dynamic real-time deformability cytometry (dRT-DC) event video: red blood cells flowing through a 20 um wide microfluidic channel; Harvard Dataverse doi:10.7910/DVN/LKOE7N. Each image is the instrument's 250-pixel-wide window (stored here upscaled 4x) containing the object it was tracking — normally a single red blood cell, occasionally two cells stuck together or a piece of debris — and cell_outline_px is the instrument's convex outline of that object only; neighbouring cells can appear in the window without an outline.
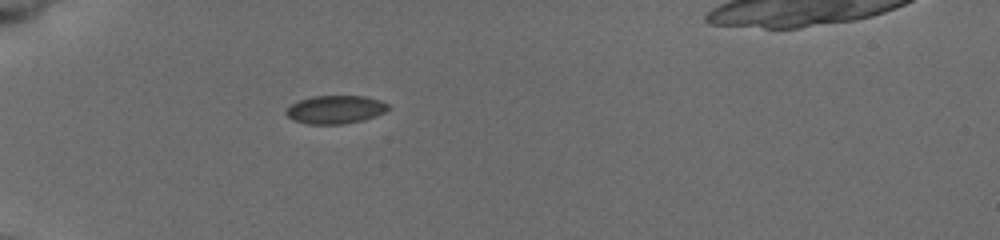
{"species": "common noctule bat (a hibernating species)", "species_latin": "Nyctalus noctula", "temperature_condition": "cold", "stored_images_in_passage": 5, "camera_frame_rate_fps": 3000, "um_per_image_px": 0.085, "animal": {"sex": "female", "body_mass_g": 19.5, "forearm_length_mm": 54.1}, "frame": {"image": 1, "passage_image": 1, "time_ms": 0.0, "image_size_px": [1000, 240], "cell_outline_px": [[388, 108], [384, 112], [364, 120], [344, 124], [308, 124], [292, 120], [284, 112], [292, 104], [300, 100], [312, 96], [364, 96], [380, 100], [388, 104]], "centroid_in_image_um": [28.49, 9.31], "position_along_channel_um": 56.5, "area_um2": 16.7}}
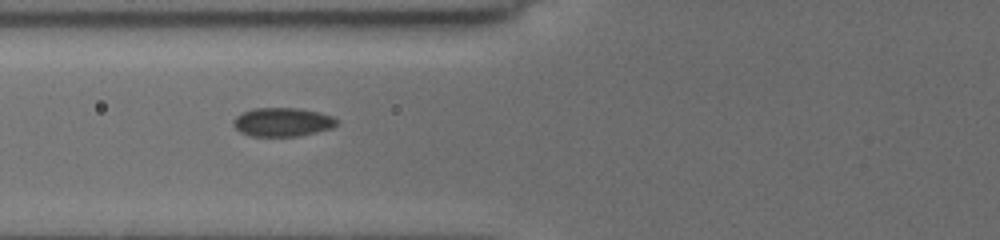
{"frame": {"image": 2, "passage_image": 3, "time_ms": 1.667, "image_size_px": [1000, 240], "cell_outline_px": [[336, 124], [332, 128], [300, 136], [248, 136], [240, 132], [232, 124], [232, 120], [236, 116], [252, 108], [300, 108], [320, 112], [332, 116], [336, 120]], "centroid_in_image_um": [23.98, 10.37], "position_along_channel_um": 101.8, "area_um2": 17.4}}
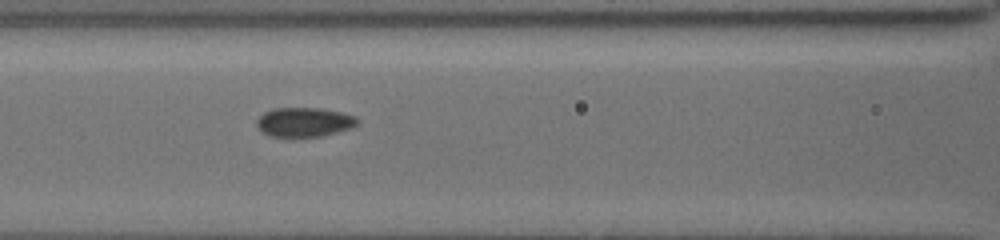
{"frame": {"image": 3, "passage_image": 5, "time_ms": 2.667, "image_size_px": [1000, 240], "cell_outline_px": [[360, 120], [356, 124], [348, 128], [336, 132], [320, 136], [272, 136], [264, 132], [256, 124], [256, 120], [264, 112], [272, 108], [320, 108], [340, 112], [356, 116]], "centroid_in_image_um": [25.85, 10.36], "position_along_channel_um": 140.7, "area_um2": 16.88}}